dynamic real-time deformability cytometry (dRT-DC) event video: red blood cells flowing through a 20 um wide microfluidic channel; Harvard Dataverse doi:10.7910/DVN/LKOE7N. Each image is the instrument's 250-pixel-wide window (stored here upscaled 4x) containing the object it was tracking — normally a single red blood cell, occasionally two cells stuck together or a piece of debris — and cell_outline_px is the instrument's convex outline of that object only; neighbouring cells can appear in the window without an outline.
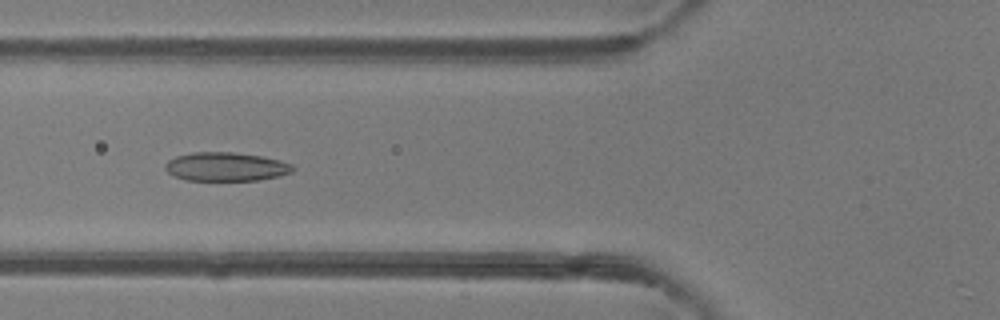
{"species": "common noctule bat (a hibernating species)", "species_latin": "Nyctalus noctula", "temperature_condition": "room temperature", "stored_images_in_passage": 4, "camera_frame_rate_fps": 3000, "um_per_image_px": 0.085, "animal": {"sex": "female"}, "frame": {"image": 1, "passage_image": 4, "time_ms": 4.0, "image_size_px": [1000, 320], "cell_outline_px": [[296, 168], [292, 172], [276, 176], [256, 180], [184, 180], [168, 172], [164, 168], [164, 164], [168, 160], [176, 156], [192, 152], [232, 152], [260, 156], [280, 160], [292, 164]], "centroid_in_image_um": [19.18, 14.16], "position_along_channel_um": 106.6, "area_um2": 21.27}}